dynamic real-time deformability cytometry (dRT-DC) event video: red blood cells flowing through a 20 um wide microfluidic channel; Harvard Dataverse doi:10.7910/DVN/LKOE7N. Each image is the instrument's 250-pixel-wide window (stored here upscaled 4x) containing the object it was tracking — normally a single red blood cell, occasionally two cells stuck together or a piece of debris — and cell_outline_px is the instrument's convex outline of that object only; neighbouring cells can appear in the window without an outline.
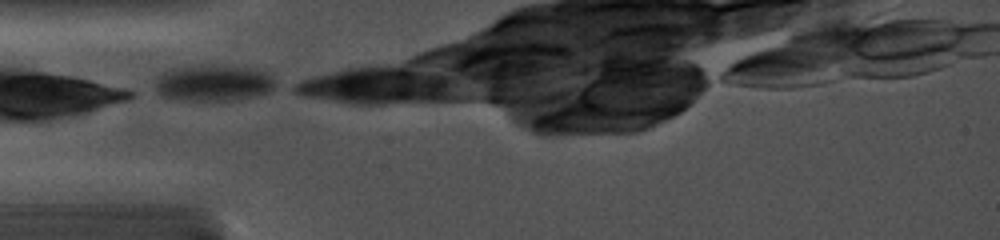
{"species": "common noctule bat (a hibernating species)", "species_latin": "Nyctalus noctula", "temperature_condition": "cold", "stored_images_in_passage": 6, "camera_frame_rate_fps": 5000, "um_per_image_px": 0.085, "animal": {"sex": "female", "body_mass_g": 19.0, "forearm_length_mm": 56.7}, "frame": {"image": 1, "passage_image": 1, "time_ms": 0.0, "image_size_px": [1000, 240], "cell_outline_px": [[276, 88], [268, 92], [256, 96], [236, 100], [184, 100], [160, 96], [152, 92], [156, 80], [168, 68], [200, 64], [216, 64], [252, 68], [268, 72], [272, 76]], "centroid_in_image_um": [18.11, 7.03], "position_along_channel_um": 66.9, "area_um2": 26.18}}